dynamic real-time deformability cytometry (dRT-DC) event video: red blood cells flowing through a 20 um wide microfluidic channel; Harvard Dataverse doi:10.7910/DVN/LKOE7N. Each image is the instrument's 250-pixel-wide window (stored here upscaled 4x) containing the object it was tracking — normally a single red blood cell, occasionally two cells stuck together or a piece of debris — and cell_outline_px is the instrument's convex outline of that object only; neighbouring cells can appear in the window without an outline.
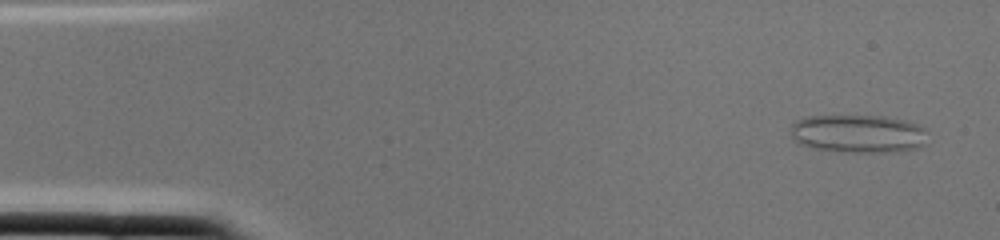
{"species": "common noctule bat (a hibernating species)", "species_latin": "Nyctalus noctula", "temperature_condition": "cold", "stored_images_in_passage": 2, "camera_frame_rate_fps": 3000, "um_per_image_px": 0.085, "animal": {"sex": "female", "body_mass_g": 22.0, "forearm_length_mm": 56.7}, "frame": {"image": 1, "passage_image": 1, "time_ms": 0.0, "image_size_px": [1000, 240], "cell_outline_px": [[924, 144], [916, 148], [896, 152], [844, 152], [812, 148], [800, 144], [792, 136], [792, 124], [796, 120], [808, 116], [884, 116], [904, 120], [916, 124], [924, 128]], "centroid_in_image_um": [72.92, 11.37], "position_along_channel_um": 12.1, "area_um2": 30.29}}
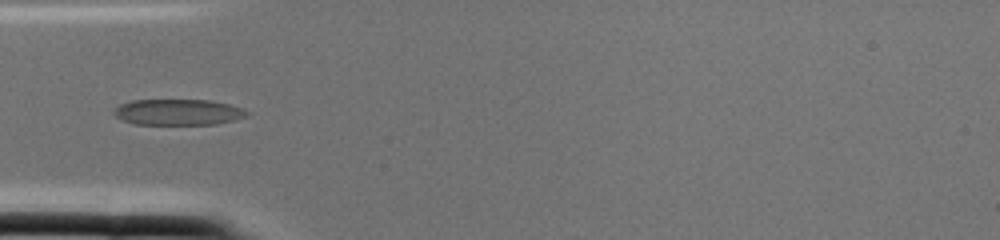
{"frame": {"image": 2, "passage_image": 2, "time_ms": 0.333, "image_size_px": [1000, 240], "cell_outline_px": [[252, 112], [248, 116], [216, 124], [136, 124], [120, 120], [112, 112], [120, 104], [132, 100], [212, 100], [244, 108]], "centroid_in_image_um": [15.17, 9.53], "position_along_channel_um": 69.8, "area_um2": 20.23}}